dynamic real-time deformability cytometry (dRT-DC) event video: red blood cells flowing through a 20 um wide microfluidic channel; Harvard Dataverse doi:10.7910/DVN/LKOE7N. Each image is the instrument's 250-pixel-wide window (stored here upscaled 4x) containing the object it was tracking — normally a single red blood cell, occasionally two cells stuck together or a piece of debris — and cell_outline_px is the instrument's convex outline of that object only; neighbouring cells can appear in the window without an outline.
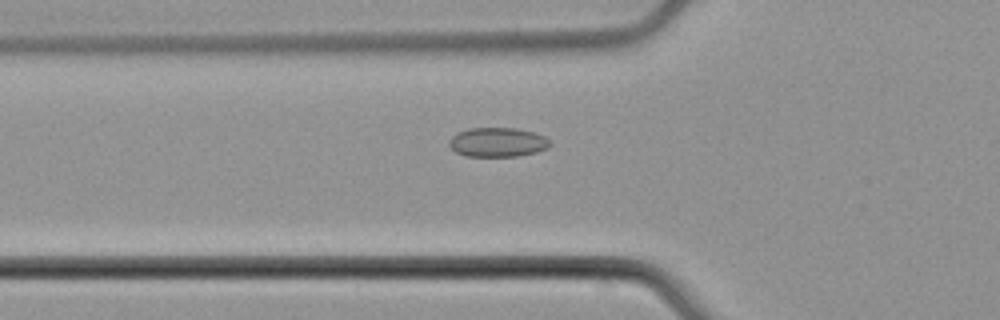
{"species": "common noctule bat (a hibernating species)", "species_latin": "Nyctalus noctula", "temperature_condition": "cold", "stored_images_in_passage": 7, "segment_of_instrument_passage": [2, 2], "camera_frame_rate_fps": 3000, "um_per_image_px": 0.085, "animal": {"sex": "male", "body_mass_g": 21.5, "forearm_length_mm": 52.0}, "frame": {"image": 1, "passage_image": 7, "time_ms": 8.333, "image_size_px": [1000, 320], "cell_outline_px": [[552, 144], [548, 148], [536, 152], [516, 156], [464, 156], [456, 152], [448, 144], [448, 140], [456, 132], [468, 128], [516, 128], [532, 132], [544, 136]], "centroid_in_image_um": [42.26, 12.08], "position_along_channel_um": 83.5, "area_um2": 17.28}}